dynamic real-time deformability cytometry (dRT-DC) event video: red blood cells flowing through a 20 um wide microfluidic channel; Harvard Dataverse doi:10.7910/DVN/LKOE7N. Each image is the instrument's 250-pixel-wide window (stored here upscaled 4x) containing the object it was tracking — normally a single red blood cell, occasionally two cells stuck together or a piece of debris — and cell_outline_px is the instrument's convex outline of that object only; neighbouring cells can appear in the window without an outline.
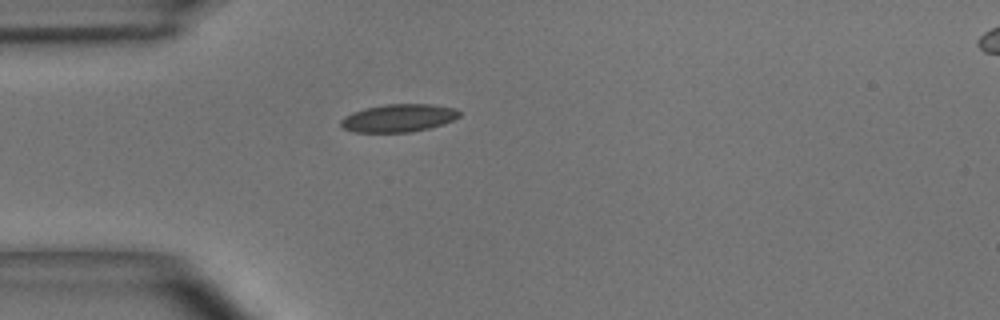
{"species": "common noctule bat (a hibernating species)", "species_latin": "Nyctalus noctula", "temperature_condition": "room temperature", "stored_images_in_passage": 41, "camera_frame_rate_fps": 3000, "um_per_image_px": 0.085, "animal": {"sex": "male", "body_mass_g": 15.6}, "frame": {"image": 1, "passage_image": 1, "time_ms": 0.0, "image_size_px": [1000, 320], "cell_outline_px": [[460, 116], [444, 124], [412, 132], [356, 132], [344, 128], [340, 124], [340, 120], [344, 116], [352, 112], [364, 108], [384, 104], [432, 104], [456, 108], [460, 112]], "centroid_in_image_um": [33.88, 10.02], "position_along_channel_um": 51.1, "area_um2": 19.31}}
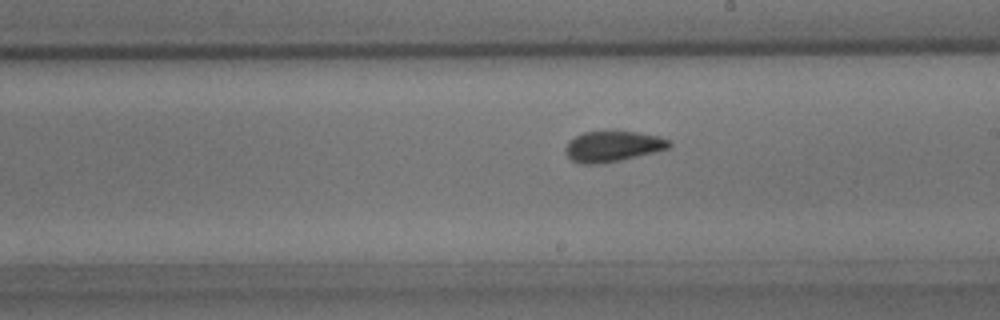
{"frame": {"image": 2, "passage_image": 17, "time_ms": 5.333, "image_size_px": [1000, 320], "cell_outline_px": [[672, 144], [668, 148], [620, 160], [600, 164], [580, 164], [572, 160], [564, 152], [564, 148], [568, 140], [584, 132], [604, 128], [636, 132], [660, 136], [672, 140]], "centroid_in_image_um": [52.04, 12.39], "position_along_channel_um": 237.0, "area_um2": 19.19}}
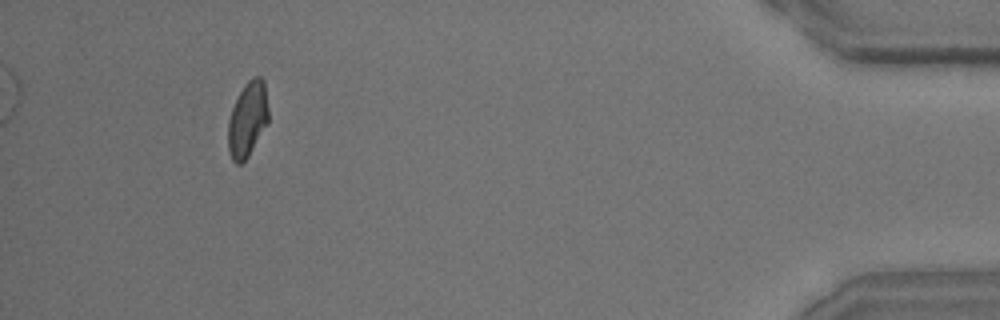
{"frame": {"image": 3, "passage_image": 37, "time_ms": 12.0, "image_size_px": [1000, 320], "cell_outline_px": [[268, 124], [248, 156], [240, 164], [236, 164], [232, 160], [228, 152], [228, 120], [232, 108], [244, 84], [252, 76], [260, 76], [264, 80], [268, 108]], "centroid_in_image_um": [21.04, 10.14], "position_along_channel_um": 414.2, "area_um2": 17.8}, "authors_computed_cell_mechanics": {"area_um2": 18.5538, "velocity_mm_per_s": 3.6284, "shape_relaxation_time_tau1_ms": 6.2571, "shape_relaxation_time_tau2_ms": 1.6683, "deformation_change_tau1": 0.1315, "deformation_change_tau2": 0.0619}}